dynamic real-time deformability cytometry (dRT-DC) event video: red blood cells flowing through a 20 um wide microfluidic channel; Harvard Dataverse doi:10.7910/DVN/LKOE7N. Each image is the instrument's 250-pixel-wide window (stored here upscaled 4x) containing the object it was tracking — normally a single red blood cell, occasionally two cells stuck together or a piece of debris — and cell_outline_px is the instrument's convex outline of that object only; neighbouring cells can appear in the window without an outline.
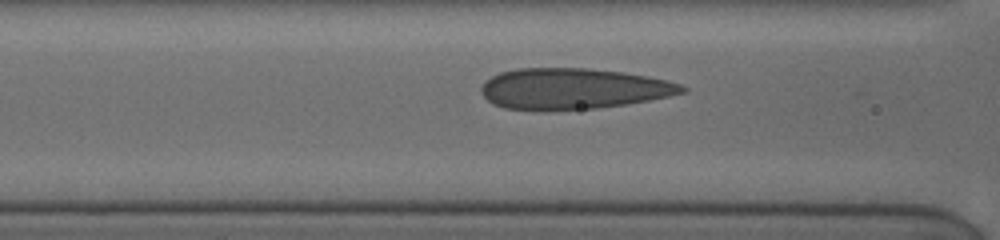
{"species": "human", "species_latin": "Homo sapiens", "temperature_condition": "cold", "stored_images_in_passage": 21, "camera_frame_rate_fps": 3000, "um_per_image_px": 0.085, "donor": {"sex": "female"}, "frame": {"image": 1, "passage_image": 9, "time_ms": 1.333, "image_size_px": [1000, 240], "cell_outline_px": [[688, 92], [648, 100], [624, 104], [596, 108], [548, 112], [544, 112], [504, 108], [492, 104], [480, 92], [480, 88], [484, 80], [500, 72], [516, 68], [588, 68], [624, 72], [648, 76], [680, 84], [688, 88]], "centroid_in_image_um": [48.65, 7.55], "position_along_channel_um": 117.9, "area_um2": 48.55}}
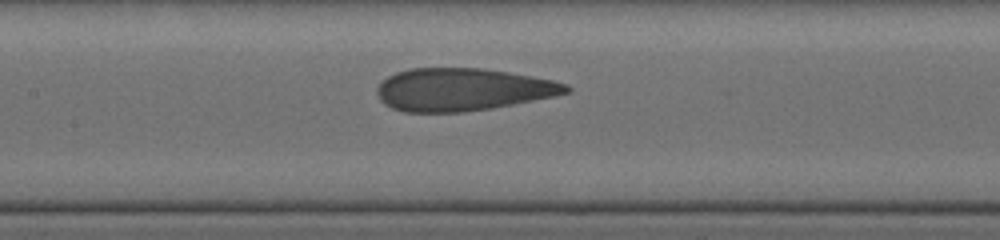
{"frame": {"image": 2, "passage_image": 18, "time_ms": 2.667, "image_size_px": [1000, 240], "cell_outline_px": [[572, 92], [492, 108], [460, 112], [404, 112], [392, 108], [384, 104], [380, 100], [376, 92], [376, 88], [388, 76], [396, 72], [408, 68], [484, 68], [508, 72], [552, 80], [568, 84], [572, 88]], "centroid_in_image_um": [39.29, 7.6], "position_along_channel_um": 168.1, "area_um2": 46.88}}